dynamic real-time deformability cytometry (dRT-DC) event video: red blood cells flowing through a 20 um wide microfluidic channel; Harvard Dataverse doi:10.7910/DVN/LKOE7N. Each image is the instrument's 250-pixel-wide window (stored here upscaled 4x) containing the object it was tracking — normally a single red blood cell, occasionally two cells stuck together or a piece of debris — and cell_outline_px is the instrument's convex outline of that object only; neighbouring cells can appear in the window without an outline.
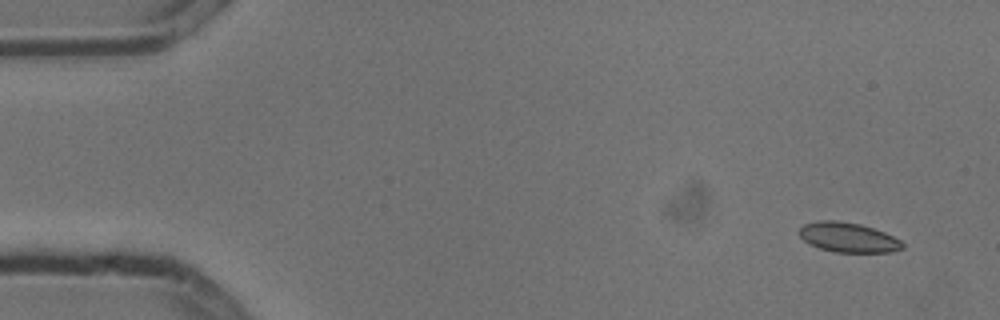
{"species": "common noctule bat (a hibernating species)", "species_latin": "Nyctalus noctula", "temperature_condition": "cold", "stored_images_in_passage": 5, "camera_frame_rate_fps": 3000, "um_per_image_px": 0.085, "animal": {"sex": "male", "body_mass_g": 13.3}, "frame": {"image": 1, "passage_image": 5, "time_ms": 1.333, "image_size_px": [1000, 320], "cell_outline_px": [[904, 248], [892, 252], [836, 252], [820, 248], [804, 240], [796, 232], [804, 224], [820, 220], [836, 220], [860, 224], [884, 232], [900, 240], [904, 244]], "centroid_in_image_um": [72.09, 20.17], "position_along_channel_um": 12.9, "area_um2": 17.8}}